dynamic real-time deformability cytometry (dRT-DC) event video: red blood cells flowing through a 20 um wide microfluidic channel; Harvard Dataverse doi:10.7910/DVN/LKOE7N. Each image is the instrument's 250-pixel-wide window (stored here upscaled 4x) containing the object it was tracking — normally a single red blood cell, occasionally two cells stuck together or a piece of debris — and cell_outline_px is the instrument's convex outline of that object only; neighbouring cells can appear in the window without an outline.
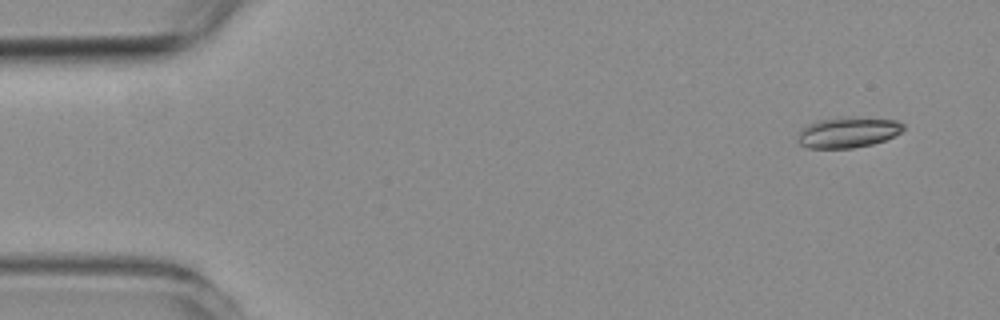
{"species": "common noctule bat (a hibernating species)", "species_latin": "Nyctalus noctula", "temperature_condition": "room temperature", "stored_images_in_passage": 3, "camera_frame_rate_fps": 3000, "um_per_image_px": 0.085, "animal": {"sex": "female", "body_mass_g": 19.3, "forearm_length_mm": 54.1}, "frame": {"image": 1, "passage_image": 1, "time_ms": 0.0, "image_size_px": [1000, 320], "cell_outline_px": [[904, 128], [900, 132], [884, 140], [872, 144], [852, 148], [808, 148], [800, 144], [796, 140], [800, 128], [808, 124], [820, 120], [896, 120], [904, 124]], "centroid_in_image_um": [71.99, 11.31], "position_along_channel_um": 13.0, "area_um2": 17.8}}